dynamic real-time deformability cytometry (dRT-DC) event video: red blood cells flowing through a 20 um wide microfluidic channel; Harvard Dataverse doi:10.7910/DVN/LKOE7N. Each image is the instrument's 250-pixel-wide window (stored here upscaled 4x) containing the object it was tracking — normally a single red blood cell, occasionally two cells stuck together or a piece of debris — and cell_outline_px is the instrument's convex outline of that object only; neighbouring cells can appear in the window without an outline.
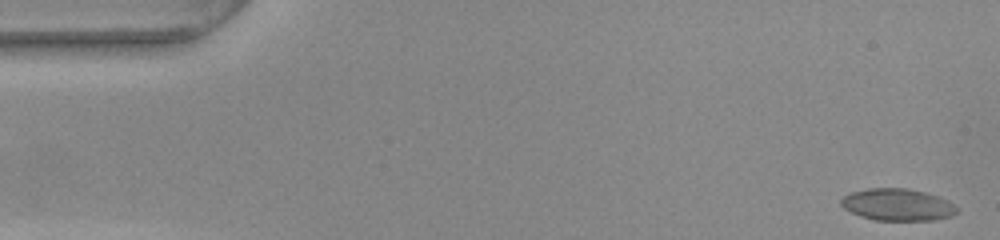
{"species": "common noctule bat (a hibernating species)", "species_latin": "Nyctalus noctula", "temperature_condition": "warm", "stored_images_in_passage": 53, "camera_frame_rate_fps": 3000, "um_per_image_px": 0.085, "animal": {"sex": "female", "body_mass_g": 22.0, "forearm_length_mm": 56.7}, "frame": {"image": 1, "passage_image": 1, "time_ms": 0.0, "image_size_px": [1000, 240], "cell_outline_px": [[960, 208], [952, 216], [936, 220], [876, 220], [860, 216], [844, 208], [840, 204], [840, 200], [844, 196], [852, 192], [868, 188], [908, 188], [940, 196], [948, 200]], "centroid_in_image_um": [76.33, 17.39], "position_along_channel_um": 8.7, "area_um2": 21.73}}
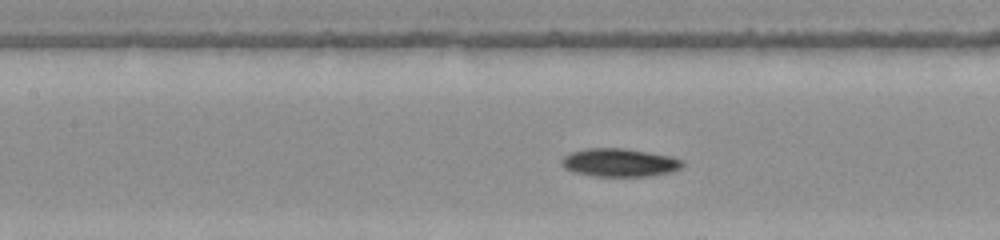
{"frame": {"image": 2, "passage_image": 23, "time_ms": 7.333, "image_size_px": [1000, 240], "cell_outline_px": [[684, 164], [680, 168], [672, 172], [656, 176], [592, 176], [572, 172], [564, 168], [560, 164], [560, 160], [564, 156], [572, 152], [588, 148], [624, 148], [672, 156], [680, 160]], "centroid_in_image_um": [52.64, 13.83], "position_along_channel_um": 154.8, "area_um2": 20.06}}
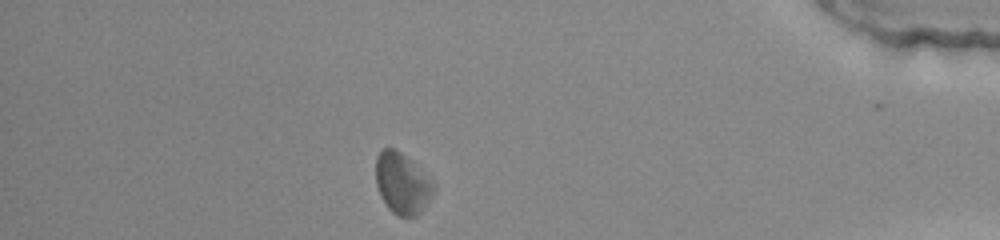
{"frame": {"image": 3, "passage_image": 46, "time_ms": 15.0, "image_size_px": [1000, 240], "cell_outline_px": [[436, 188], [424, 208], [416, 216], [400, 216], [392, 212], [388, 208], [380, 196], [376, 184], [376, 156], [384, 148], [396, 148], [412, 160], [432, 180]], "centroid_in_image_um": [34.19, 15.57], "position_along_channel_um": 401.0, "area_um2": 20.69}, "authors_computed_cell_mechanics": {"area_um2": 20.0566, "velocity_mm_per_s": 3.7854, "shape_relaxation_time_tau1_ms": 3.3983, "shape_relaxation_time_tau2_ms": null, "deformation_change_tau1": 0.063, "deformation_change_tau2": null}}